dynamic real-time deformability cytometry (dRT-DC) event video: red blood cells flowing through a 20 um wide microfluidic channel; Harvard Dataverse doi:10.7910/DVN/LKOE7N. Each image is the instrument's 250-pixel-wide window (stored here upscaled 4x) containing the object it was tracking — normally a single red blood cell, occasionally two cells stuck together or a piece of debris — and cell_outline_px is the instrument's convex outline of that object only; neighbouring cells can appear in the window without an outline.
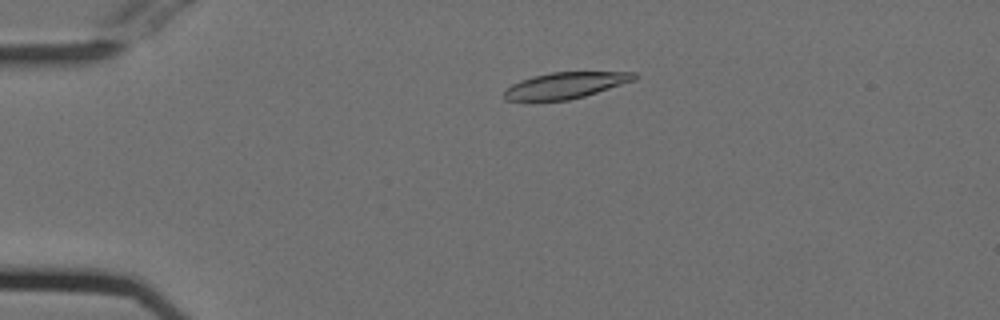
{"species": "Egyptian fruit bat (a non-hibernating species)", "species_latin": "Rousettus aegyptiacus", "temperature_condition": "cold", "stored_images_in_passage": 47, "camera_frame_rate_fps": 3000, "um_per_image_px": 0.085, "animal": {"sex": "female"}, "frame": {"image": 1, "passage_image": 5, "time_ms": 1.333, "image_size_px": [1000, 320], "cell_outline_px": [[640, 76], [636, 80], [584, 96], [568, 100], [504, 100], [504, 92], [512, 84], [520, 80], [532, 76], [552, 72], [636, 72]], "centroid_in_image_um": [48.11, 7.24], "position_along_channel_um": 36.9, "area_um2": 19.77}}
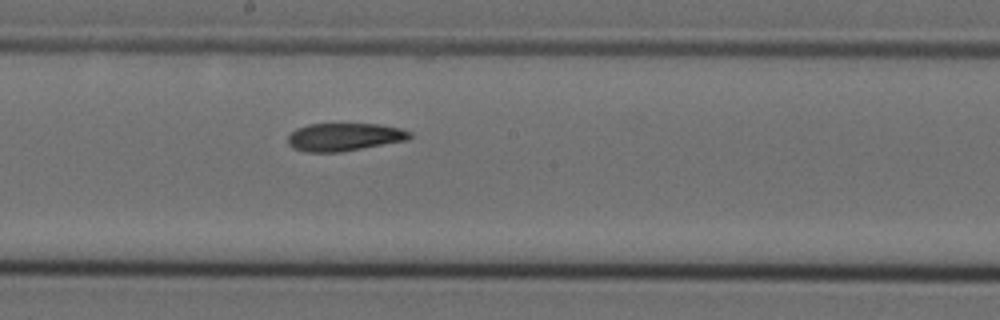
{"frame": {"image": 2, "passage_image": 23, "time_ms": 7.333, "image_size_px": [1000, 320], "cell_outline_px": [[412, 136], [408, 140], [340, 152], [304, 152], [292, 148], [288, 144], [288, 136], [296, 128], [308, 124], [380, 124], [400, 128], [412, 132]], "centroid_in_image_um": [29.26, 11.64], "position_along_channel_um": 218.9, "area_um2": 19.94}}
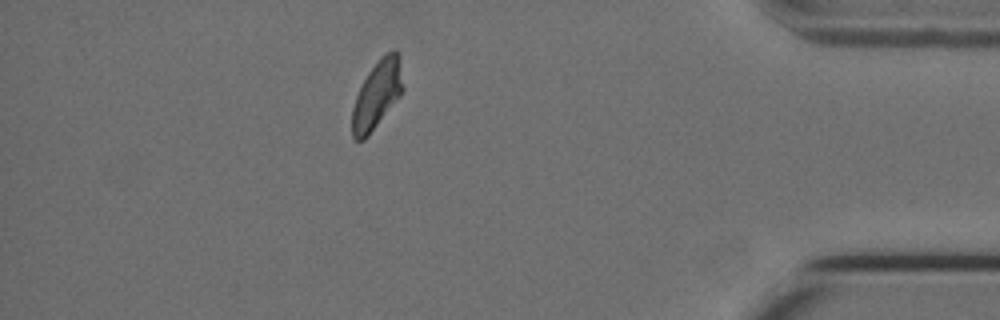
{"frame": {"image": 3, "passage_image": 41, "time_ms": 13.333, "image_size_px": [1000, 320], "cell_outline_px": [[404, 88], [400, 96], [368, 136], [364, 140], [356, 140], [352, 136], [352, 108], [356, 96], [368, 72], [380, 56], [388, 52], [396, 52], [400, 56]], "centroid_in_image_um": [32.05, 8.04], "position_along_channel_um": 403.1, "area_um2": 20.0}, "authors_computed_cell_mechanics": {"area_um2": 20.4034, "velocity_mm_per_s": 3.7234, "shape_relaxation_time_tau1_ms": 7.5519, "shape_relaxation_time_tau2_ms": 3.7166, "deformation_change_tau1": 0.1805, "deformation_change_tau2": 0.0978}}